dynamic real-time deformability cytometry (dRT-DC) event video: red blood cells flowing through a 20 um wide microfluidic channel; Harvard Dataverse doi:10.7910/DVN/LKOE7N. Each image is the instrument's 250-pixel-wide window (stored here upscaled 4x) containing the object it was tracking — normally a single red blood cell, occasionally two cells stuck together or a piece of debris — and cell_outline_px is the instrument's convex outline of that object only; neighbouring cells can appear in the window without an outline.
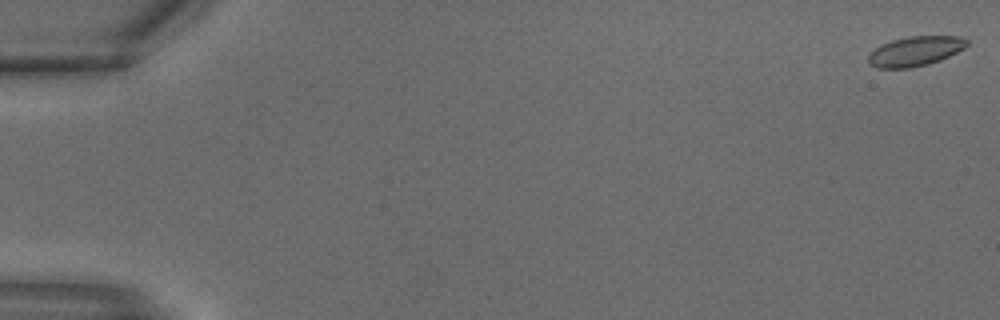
{"species": "common noctule bat (a hibernating species)", "species_latin": "Nyctalus noctula", "temperature_condition": "warm", "stored_images_in_passage": 6, "camera_frame_rate_fps": 3000, "um_per_image_px": 0.085, "animal": {"sex": "male", "body_mass_g": 18.8}, "frame": {"image": 1, "passage_image": 1, "time_ms": 0.0, "image_size_px": [1000, 320], "cell_outline_px": [[968, 44], [964, 48], [940, 60], [928, 64], [908, 68], [876, 68], [868, 64], [868, 56], [880, 44], [892, 40], [908, 36], [964, 36], [968, 40]], "centroid_in_image_um": [77.79, 4.34], "position_along_channel_um": 7.2, "area_um2": 17.11}}